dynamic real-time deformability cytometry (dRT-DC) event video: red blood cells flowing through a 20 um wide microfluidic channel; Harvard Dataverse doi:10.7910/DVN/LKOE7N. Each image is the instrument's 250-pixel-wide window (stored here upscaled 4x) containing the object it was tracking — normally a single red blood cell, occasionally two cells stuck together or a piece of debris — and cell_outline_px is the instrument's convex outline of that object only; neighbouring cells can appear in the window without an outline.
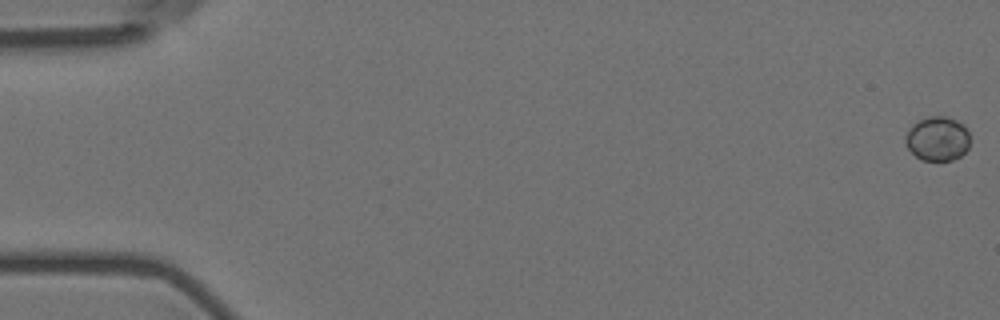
{"species": "Egyptian fruit bat (a non-hibernating species)", "species_latin": "Rousettus aegyptiacus", "temperature_condition": "room temperature", "stored_images_in_passage": 58, "camera_frame_rate_fps": 3000, "um_per_image_px": 0.085, "animal": {"sex": "female"}, "frame": {"image": 1, "passage_image": 1, "time_ms": 0.0, "image_size_px": [1000, 320], "cell_outline_px": [[968, 148], [960, 156], [952, 160], [920, 160], [908, 148], [904, 140], [912, 124], [928, 116], [944, 116], [956, 120], [964, 124], [968, 132]], "centroid_in_image_um": [79.68, 11.78], "position_along_channel_um": 5.3, "area_um2": 16.53}}
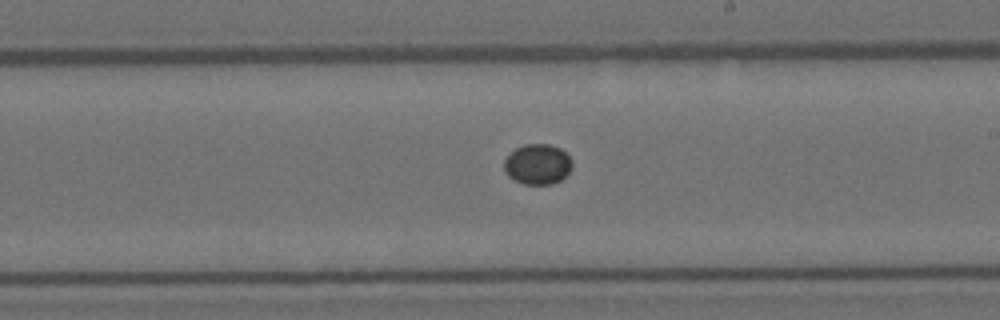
{"frame": {"image": 2, "passage_image": 34, "time_ms": 11.0, "image_size_px": [1000, 320], "cell_outline_px": [[572, 168], [560, 180], [552, 184], [524, 184], [508, 176], [504, 172], [504, 160], [516, 148], [524, 144], [548, 144], [560, 148], [572, 160]], "centroid_in_image_um": [45.69, 13.96], "position_along_channel_um": 243.3, "area_um2": 15.9}}
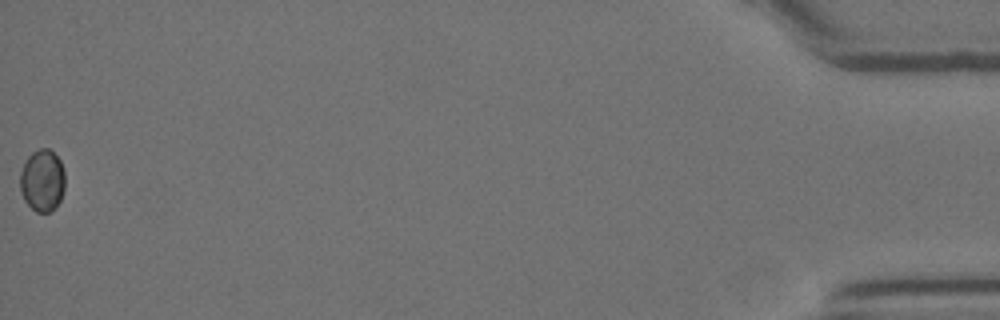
{"frame": {"image": 3, "passage_image": 58, "time_ms": 19.0, "image_size_px": [1000, 320], "cell_outline_px": [[64, 188], [60, 200], [48, 212], [36, 212], [24, 200], [20, 192], [20, 172], [24, 160], [32, 152], [40, 148], [48, 148], [60, 160], [64, 168]], "centroid_in_image_um": [3.57, 15.31], "position_along_channel_um": 431.6, "area_um2": 16.24}}